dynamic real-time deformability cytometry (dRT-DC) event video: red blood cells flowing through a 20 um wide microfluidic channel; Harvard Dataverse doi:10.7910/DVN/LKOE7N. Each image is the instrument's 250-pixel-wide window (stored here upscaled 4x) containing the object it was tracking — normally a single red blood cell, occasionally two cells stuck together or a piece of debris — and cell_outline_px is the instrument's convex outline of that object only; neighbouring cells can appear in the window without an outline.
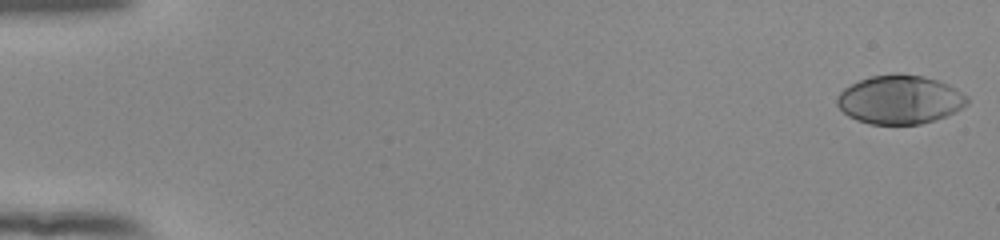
{"species": "human", "species_latin": "Homo sapiens", "temperature_condition": "room temperature", "stored_images_in_passage": 54, "camera_frame_rate_fps": 3000, "um_per_image_px": 0.085, "donor": {"sex": "female"}, "frame": {"image": 1, "passage_image": 1, "time_ms": 0.0, "image_size_px": [1000, 240], "cell_outline_px": [[968, 104], [936, 120], [920, 124], [868, 124], [856, 120], [848, 116], [836, 104], [836, 96], [844, 88], [860, 80], [872, 76], [924, 76], [948, 84], [956, 88], [968, 96]], "centroid_in_image_um": [76.47, 8.5], "position_along_channel_um": 8.5, "area_um2": 36.36}}
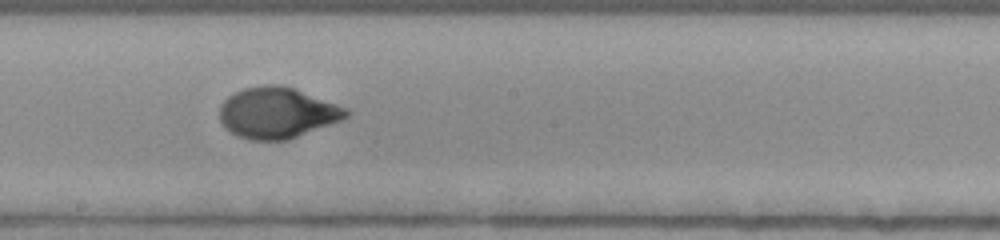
{"frame": {"image": 2, "passage_image": 31, "time_ms": 10.0, "image_size_px": [1000, 240], "cell_outline_px": [[352, 112], [344, 120], [288, 140], [252, 140], [240, 136], [224, 128], [220, 120], [220, 104], [228, 96], [244, 88], [264, 84], [280, 84], [292, 88], [348, 108]], "centroid_in_image_um": [23.59, 9.59], "position_along_channel_um": 224.6, "area_um2": 37.69}}
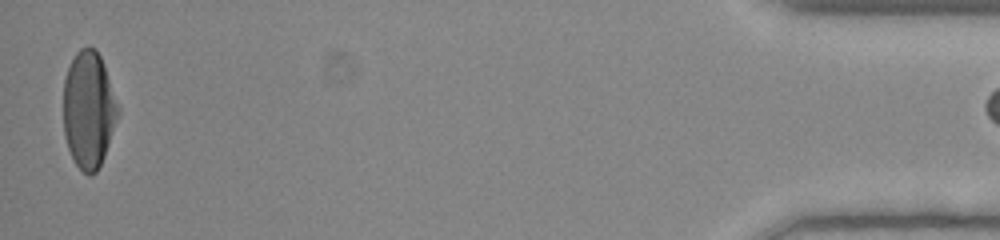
{"frame": {"image": 3, "passage_image": 53, "time_ms": 17.333, "image_size_px": [1000, 240], "cell_outline_px": [[120, 112], [104, 156], [96, 172], [92, 176], [88, 176], [76, 164], [68, 148], [64, 136], [64, 80], [68, 68], [76, 52], [80, 48], [88, 44], [96, 48], [104, 64], [120, 108]], "centroid_in_image_um": [7.55, 9.29], "position_along_channel_um": 427.7, "area_um2": 37.4}}